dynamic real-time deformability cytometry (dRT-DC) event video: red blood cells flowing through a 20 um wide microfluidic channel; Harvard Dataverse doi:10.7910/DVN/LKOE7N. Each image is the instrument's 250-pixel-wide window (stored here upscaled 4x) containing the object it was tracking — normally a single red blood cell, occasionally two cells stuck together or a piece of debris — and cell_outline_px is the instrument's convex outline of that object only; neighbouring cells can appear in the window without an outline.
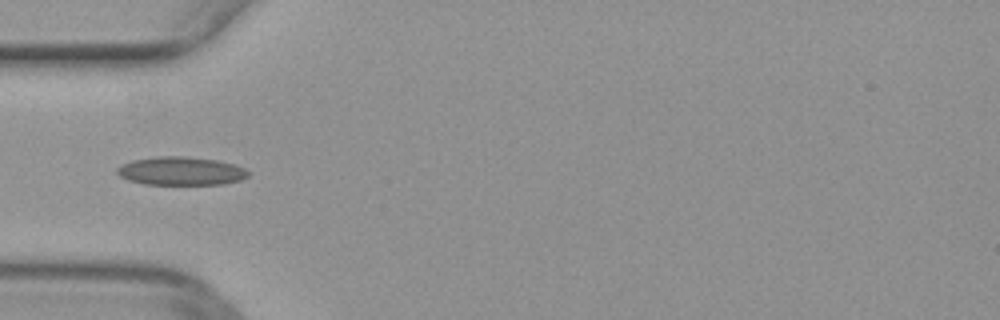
{"species": "common noctule bat (a hibernating species)", "species_latin": "Nyctalus noctula", "temperature_condition": "warm", "stored_images_in_passage": 43, "camera_frame_rate_fps": 3000, "um_per_image_px": 0.085, "animal": {"sex": "female", "body_mass_g": 29.2, "forearm_length_mm": 56.3}, "frame": {"image": 1, "passage_image": 9, "time_ms": 2.667, "image_size_px": [1000, 320], "cell_outline_px": [[248, 176], [240, 180], [224, 184], [144, 184], [128, 180], [120, 176], [116, 172], [116, 168], [120, 164], [132, 160], [156, 156], [184, 156], [216, 160], [236, 164], [244, 168], [248, 172]], "centroid_in_image_um": [15.35, 14.53], "position_along_channel_um": 69.6, "area_um2": 21.79}}
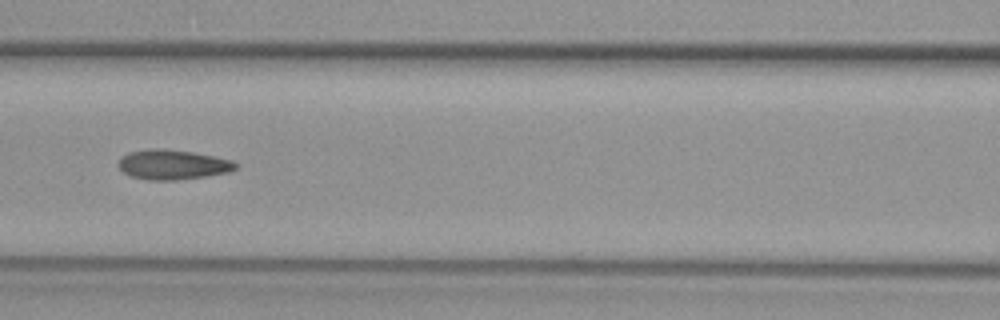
{"frame": {"image": 2, "passage_image": 15, "time_ms": 4.667, "image_size_px": [1000, 320], "cell_outline_px": [[236, 168], [228, 172], [208, 176], [176, 180], [148, 180], [132, 176], [124, 172], [116, 164], [120, 156], [128, 152], [148, 148], [164, 148], [192, 152], [232, 160], [236, 164]], "centroid_in_image_um": [14.62, 13.98], "position_along_channel_um": 152.0, "area_um2": 20.46}}
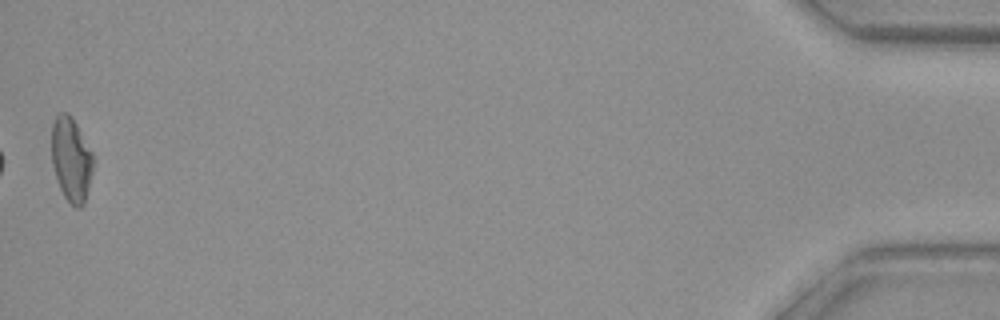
{"frame": {"image": 3, "passage_image": 43, "time_ms": 14.0, "image_size_px": [1000, 320], "cell_outline_px": [[92, 172], [84, 204], [80, 208], [76, 208], [64, 196], [60, 188], [52, 164], [52, 124], [56, 116], [60, 112], [68, 112], [72, 116], [92, 152]], "centroid_in_image_um": [6.04, 13.52], "position_along_channel_um": 429.2, "area_um2": 20.17}}